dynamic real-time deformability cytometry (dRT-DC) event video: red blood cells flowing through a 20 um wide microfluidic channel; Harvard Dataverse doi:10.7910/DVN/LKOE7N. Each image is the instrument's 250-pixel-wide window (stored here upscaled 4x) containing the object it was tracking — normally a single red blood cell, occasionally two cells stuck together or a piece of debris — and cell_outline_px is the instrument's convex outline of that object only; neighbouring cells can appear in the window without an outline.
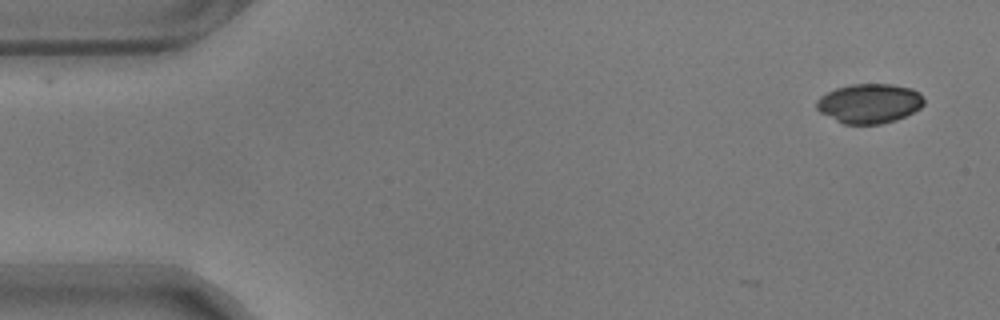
{"species": "common noctule bat (a hibernating species)", "species_latin": "Nyctalus noctula", "temperature_condition": "warm", "stored_images_in_passage": 2, "camera_frame_rate_fps": 3000, "um_per_image_px": 0.085, "animal": {"sex": "male", "body_mass_g": 17.9}, "frame": {"image": 1, "passage_image": 2, "time_ms": 0.333, "image_size_px": [1000, 320], "cell_outline_px": [[924, 104], [920, 108], [896, 120], [880, 124], [844, 124], [820, 112], [816, 108], [816, 100], [820, 96], [836, 88], [852, 84], [892, 84], [912, 88], [920, 92], [924, 96]], "centroid_in_image_um": [73.91, 8.78], "position_along_channel_um": 11.1, "area_um2": 24.8}}